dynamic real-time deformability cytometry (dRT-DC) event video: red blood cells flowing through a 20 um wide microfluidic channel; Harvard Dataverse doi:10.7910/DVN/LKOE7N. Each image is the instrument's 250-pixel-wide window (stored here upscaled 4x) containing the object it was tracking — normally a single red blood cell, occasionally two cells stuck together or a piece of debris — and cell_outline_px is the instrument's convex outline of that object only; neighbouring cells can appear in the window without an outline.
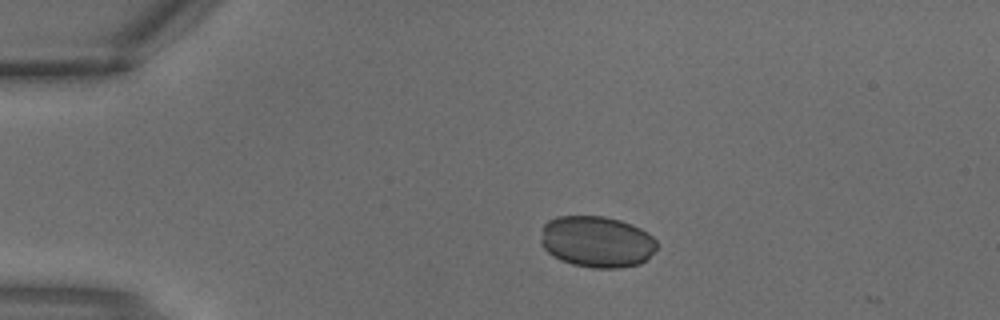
{"species": "common noctule bat (a hibernating species)", "species_latin": "Nyctalus noctula", "temperature_condition": "warm", "stored_images_in_passage": 3, "camera_frame_rate_fps": 3000, "um_per_image_px": 0.085, "animal": {"sex": "male", "body_mass_g": 18.8}, "frame": {"image": 1, "passage_image": 2, "time_ms": 0.333, "image_size_px": [1000, 320], "cell_outline_px": [[656, 248], [640, 264], [620, 268], [592, 268], [572, 264], [560, 260], [552, 256], [540, 244], [540, 240], [544, 224], [548, 220], [556, 216], [604, 216], [620, 220], [632, 224], [648, 232], [656, 240]], "centroid_in_image_um": [50.7, 20.54], "position_along_channel_um": 34.3, "area_um2": 34.91}}